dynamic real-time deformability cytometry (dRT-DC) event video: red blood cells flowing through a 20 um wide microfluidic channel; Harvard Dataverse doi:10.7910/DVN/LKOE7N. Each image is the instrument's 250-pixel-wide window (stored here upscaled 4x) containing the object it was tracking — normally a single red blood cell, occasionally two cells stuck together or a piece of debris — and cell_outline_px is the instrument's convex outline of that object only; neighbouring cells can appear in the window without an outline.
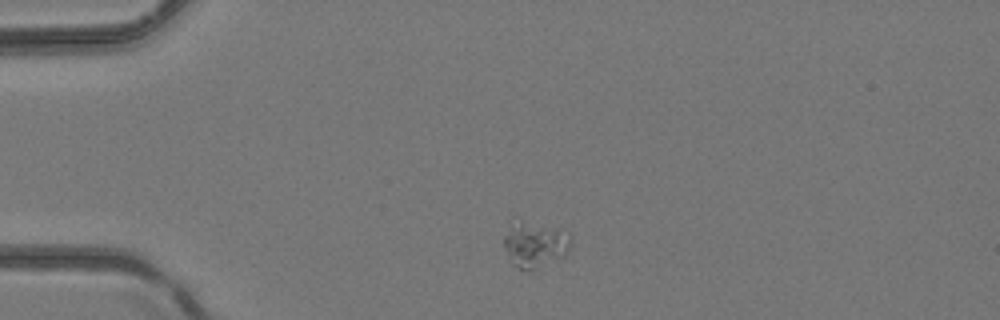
{"species": "common noctule bat (a hibernating species)", "species_latin": "Nyctalus noctula", "temperature_condition": "room temperature", "stored_images_in_passage": 3, "camera_frame_rate_fps": 3000, "um_per_image_px": 0.085, "animal": {"sex": "female", "body_mass_g": 24.6, "forearm_length_mm": 56.2}, "frame": {"image": 1, "passage_image": 1, "time_ms": 0.0, "image_size_px": [1000, 320], "cell_outline_px": [[572, 240], [568, 252], [564, 256], [532, 268], [520, 268], [512, 264], [504, 248], [504, 236], [512, 216], [556, 228], [568, 232], [572, 236]], "centroid_in_image_um": [45.43, 20.67], "position_along_channel_um": 39.6, "area_um2": 18.09}}
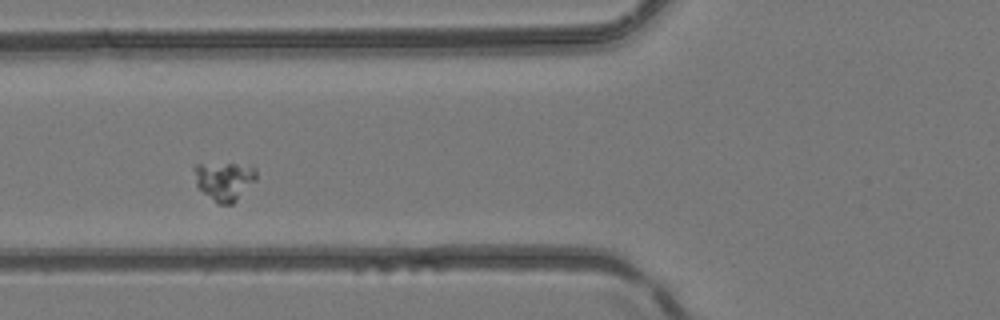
{"frame": {"image": 2, "passage_image": 3, "time_ms": 0.667, "image_size_px": [1000, 320], "cell_outline_px": [[256, 180], [232, 204], [220, 204], [204, 192], [196, 184], [192, 168], [196, 164], [236, 164], [256, 168]], "centroid_in_image_um": [19.05, 15.36], "position_along_channel_um": 106.7, "area_um2": 13.64}}